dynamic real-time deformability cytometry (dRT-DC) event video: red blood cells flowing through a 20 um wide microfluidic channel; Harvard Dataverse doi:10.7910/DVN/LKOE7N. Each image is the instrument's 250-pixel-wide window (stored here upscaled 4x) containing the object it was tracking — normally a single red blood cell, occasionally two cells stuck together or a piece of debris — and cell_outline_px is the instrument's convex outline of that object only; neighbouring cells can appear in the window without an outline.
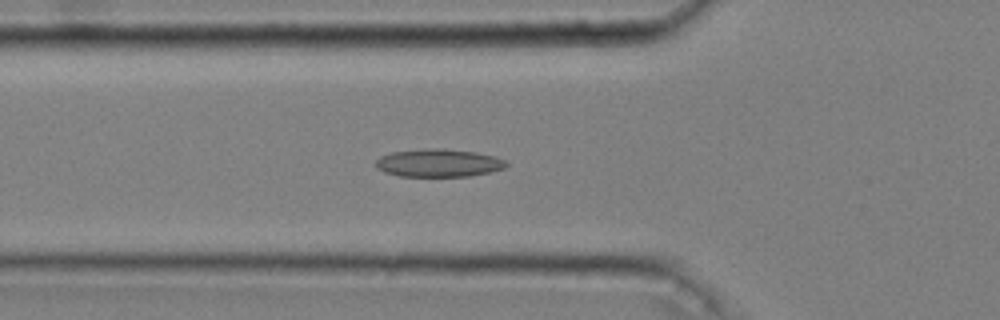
{"species": "common noctule bat (a hibernating species)", "species_latin": "Nyctalus noctula", "temperature_condition": "cold", "stored_images_in_passage": 52, "camera_frame_rate_fps": 3000, "um_per_image_px": 0.085, "animal": {"sex": "male", "body_mass_g": 20.4}, "frame": {"image": 1, "passage_image": 18, "time_ms": 5.667, "image_size_px": [1000, 320], "cell_outline_px": [[508, 164], [504, 168], [488, 172], [468, 176], [400, 176], [384, 172], [376, 168], [376, 160], [380, 156], [392, 152], [428, 148], [444, 148], [476, 152], [496, 156], [504, 160]], "centroid_in_image_um": [37.27, 13.84], "position_along_channel_um": 88.5, "area_um2": 21.21}}
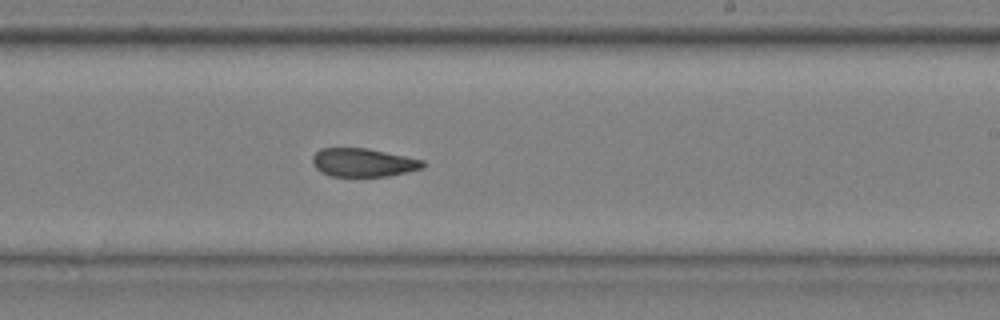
{"frame": {"image": 2, "passage_image": 32, "time_ms": 10.333, "image_size_px": [1000, 320], "cell_outline_px": [[424, 168], [388, 176], [328, 176], [320, 172], [312, 164], [312, 156], [320, 148], [368, 148], [424, 160]], "centroid_in_image_um": [30.84, 13.81], "position_along_channel_um": 258.2, "area_um2": 18.38}}
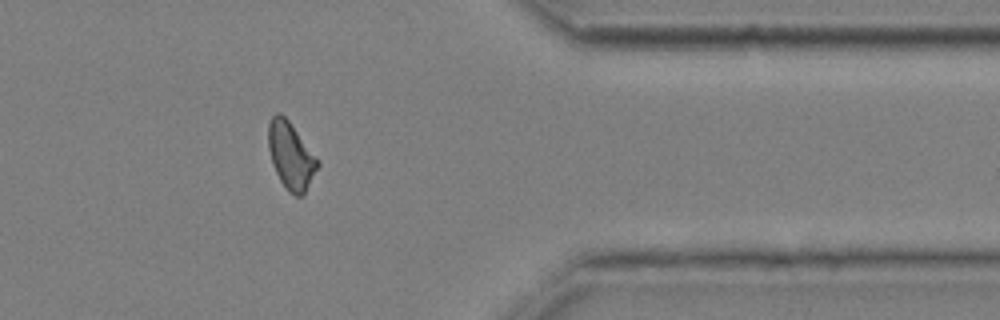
{"frame": {"image": 3, "passage_image": 44, "time_ms": 14.333, "image_size_px": [1000, 320], "cell_outline_px": [[320, 164], [304, 192], [300, 196], [296, 196], [288, 192], [284, 188], [272, 164], [268, 148], [268, 124], [272, 116], [276, 112], [280, 112], [288, 120], [320, 160]], "centroid_in_image_um": [24.71, 13.22], "position_along_channel_um": 386.7, "area_um2": 19.25}, "authors_computed_cell_mechanics": {"area_um2": 19.363, "velocity_mm_per_s": 3.6321, "shape_relaxation_time_tau1_ms": null, "shape_relaxation_time_tau2_ms": 3.5376, "deformation_change_tau1": null, "deformation_change_tau2": 0.1021}}